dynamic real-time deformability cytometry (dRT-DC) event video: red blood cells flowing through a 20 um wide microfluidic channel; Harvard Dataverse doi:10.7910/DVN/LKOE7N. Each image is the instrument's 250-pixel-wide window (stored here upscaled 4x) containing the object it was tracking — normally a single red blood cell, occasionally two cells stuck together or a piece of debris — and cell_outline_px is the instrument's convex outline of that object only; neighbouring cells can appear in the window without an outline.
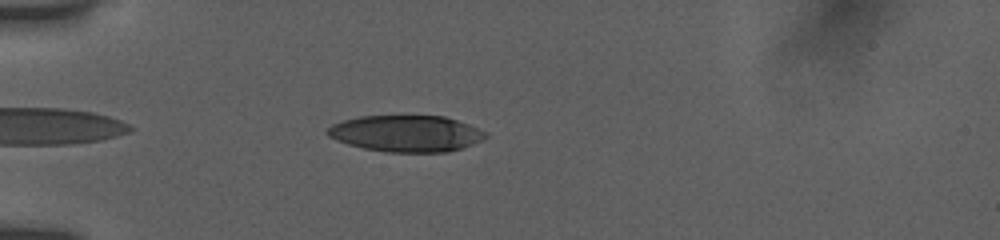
{"species": "human", "species_latin": "Homo sapiens", "temperature_condition": "room temperature", "stored_images_in_passage": 40, "camera_frame_rate_fps": 3000, "um_per_image_px": 0.085, "donor": {"sex": "female"}, "frame": {"image": 1, "passage_image": 3, "time_ms": 0.667, "image_size_px": [1000, 240], "cell_outline_px": [[488, 136], [480, 140], [460, 148], [444, 152], [388, 152], [364, 148], [348, 144], [336, 140], [328, 136], [324, 132], [332, 124], [344, 120], [360, 116], [444, 116], [468, 124], [488, 132]], "centroid_in_image_um": [34.49, 11.34], "position_along_channel_um": 50.5, "area_um2": 33.35}}
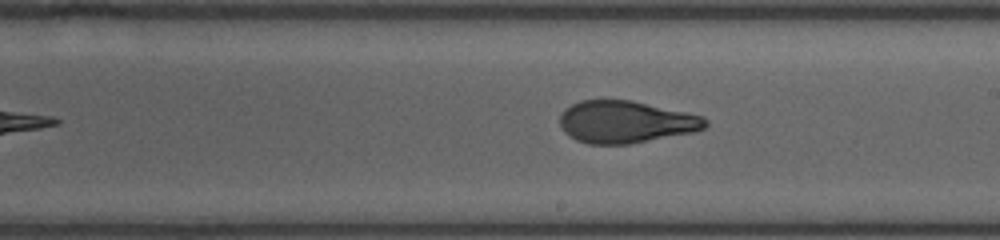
{"frame": {"image": 2, "passage_image": 19, "time_ms": 6.0, "image_size_px": [1000, 240], "cell_outline_px": [[708, 124], [704, 128], [696, 132], [628, 144], [588, 144], [576, 140], [564, 132], [560, 124], [560, 116], [572, 104], [580, 100], [632, 100], [704, 116], [708, 120]], "centroid_in_image_um": [53.22, 10.37], "position_along_channel_um": 235.8, "area_um2": 35.78}}
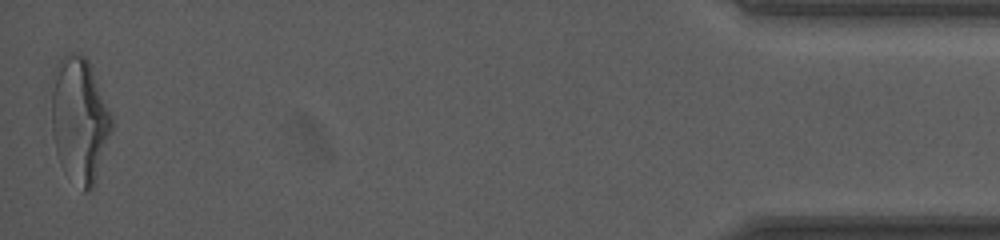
{"frame": {"image": 3, "passage_image": 40, "time_ms": 13.0, "image_size_px": [1000, 240], "cell_outline_px": [[112, 128], [92, 188], [88, 192], [84, 192], [56, 152], [52, 136], [52, 72], [60, 56], [68, 52], [76, 52], [84, 56], [88, 60], [92, 68], [112, 116]], "centroid_in_image_um": [6.74, 10.04], "position_along_channel_um": 428.5, "area_um2": 43.06}, "authors_computed_cell_mechanics": {"area_um2": 36.5585, "velocity_mm_per_s": 3.9059, "shape_relaxation_time_tau1_ms": 4.8647, "shape_relaxation_time_tau2_ms": 1.1936, "deformation_change_tau1": 0.1925, "deformation_change_tau2": 0.0859}}